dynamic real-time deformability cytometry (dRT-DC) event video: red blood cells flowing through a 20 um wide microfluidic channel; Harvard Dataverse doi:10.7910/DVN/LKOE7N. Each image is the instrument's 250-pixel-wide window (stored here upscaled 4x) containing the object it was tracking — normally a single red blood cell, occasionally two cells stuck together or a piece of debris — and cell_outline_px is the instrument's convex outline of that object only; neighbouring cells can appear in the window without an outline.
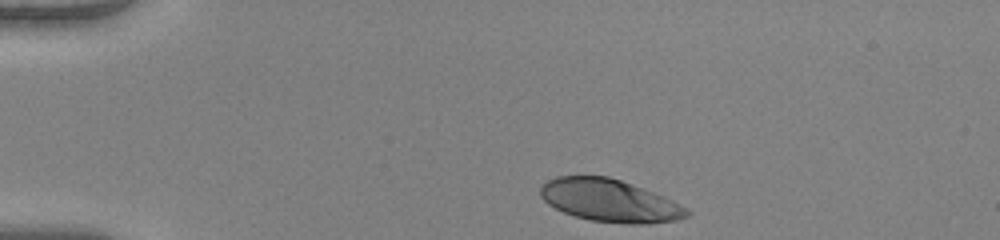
{"species": "human", "species_latin": "Homo sapiens", "temperature_condition": "warm", "stored_images_in_passage": 34, "camera_frame_rate_fps": 3000, "um_per_image_px": 0.085, "donor": {"sex": "female"}, "frame": {"image": 1, "passage_image": 1, "time_ms": 0.0, "image_size_px": [1000, 240], "cell_outline_px": [[692, 212], [688, 216], [676, 220], [648, 224], [628, 224], [592, 220], [576, 216], [564, 212], [548, 204], [540, 196], [540, 184], [556, 176], [608, 176], [632, 184], [664, 196], [688, 208]], "centroid_in_image_um": [51.83, 17.05], "position_along_channel_um": 33.2, "area_um2": 36.3}}
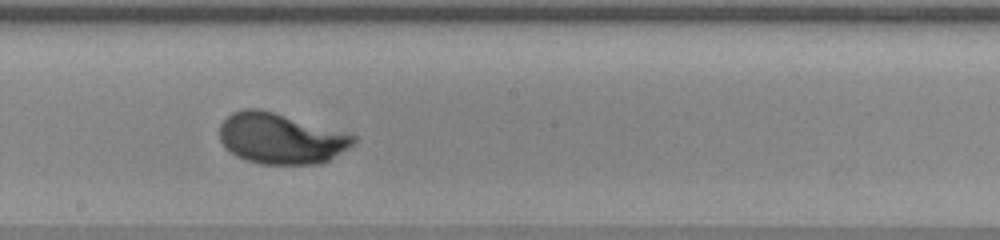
{"frame": {"image": 2, "passage_image": 20, "time_ms": 6.333, "image_size_px": [1000, 240], "cell_outline_px": [[356, 140], [352, 144], [328, 160], [320, 164], [260, 164], [236, 156], [220, 140], [220, 124], [232, 112], [244, 108], [256, 108], [272, 112], [356, 136]], "centroid_in_image_um": [23.82, 11.78], "position_along_channel_um": 224.4, "area_um2": 38.67}}
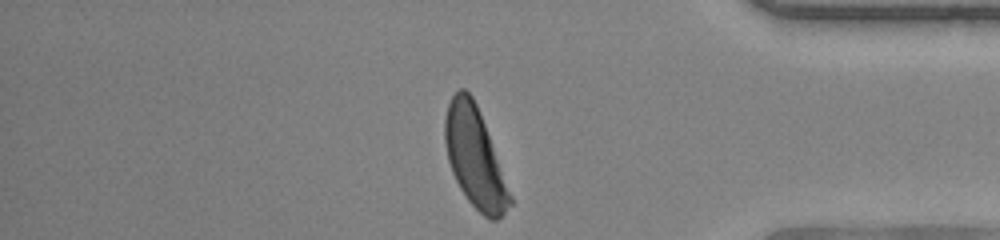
{"frame": {"image": 3, "passage_image": 34, "time_ms": 11.0, "image_size_px": [1000, 240], "cell_outline_px": [[512, 204], [496, 220], [488, 220], [468, 200], [460, 188], [452, 172], [448, 160], [444, 140], [444, 116], [448, 104], [452, 96], [460, 88], [464, 88], [472, 96], [476, 104], [484, 124], [512, 196]], "centroid_in_image_um": [40.33, 13.38], "position_along_channel_um": 394.9, "area_um2": 37.22}, "authors_computed_cell_mechanics": {"area_um2": 38.2058, "velocity_mm_per_s": 4.0649, "shape_relaxation_time_tau1_ms": 2.118, "shape_relaxation_time_tau2_ms": null, "deformation_change_tau1": 0.172, "deformation_change_tau2": null}}